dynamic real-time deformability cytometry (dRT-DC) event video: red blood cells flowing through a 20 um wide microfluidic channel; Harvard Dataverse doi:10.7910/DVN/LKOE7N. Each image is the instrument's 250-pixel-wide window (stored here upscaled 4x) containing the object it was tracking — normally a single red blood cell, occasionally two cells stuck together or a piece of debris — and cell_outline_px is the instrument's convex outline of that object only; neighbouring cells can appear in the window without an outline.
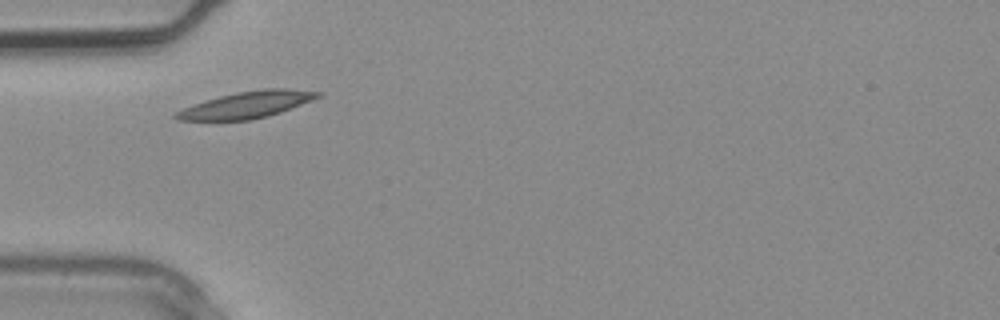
{"species": "common noctule bat (a hibernating species)", "species_latin": "Nyctalus noctula", "temperature_condition": "warm", "stored_images_in_passage": 1, "camera_frame_rate_fps": 3000, "um_per_image_px": 0.085, "animal": {"sex": "male", "body_mass_g": 20.4}, "frame": {"image": 1, "passage_image": 1, "time_ms": 0.0, "image_size_px": [1000, 320], "cell_outline_px": [[324, 92], [320, 96], [312, 100], [280, 112], [268, 116], [252, 120], [176, 120], [172, 116], [176, 112], [184, 108], [220, 96], [236, 92], [264, 88], [288, 88]], "centroid_in_image_um": [21.02, 8.9], "position_along_channel_um": 64.0, "area_um2": 21.79}}